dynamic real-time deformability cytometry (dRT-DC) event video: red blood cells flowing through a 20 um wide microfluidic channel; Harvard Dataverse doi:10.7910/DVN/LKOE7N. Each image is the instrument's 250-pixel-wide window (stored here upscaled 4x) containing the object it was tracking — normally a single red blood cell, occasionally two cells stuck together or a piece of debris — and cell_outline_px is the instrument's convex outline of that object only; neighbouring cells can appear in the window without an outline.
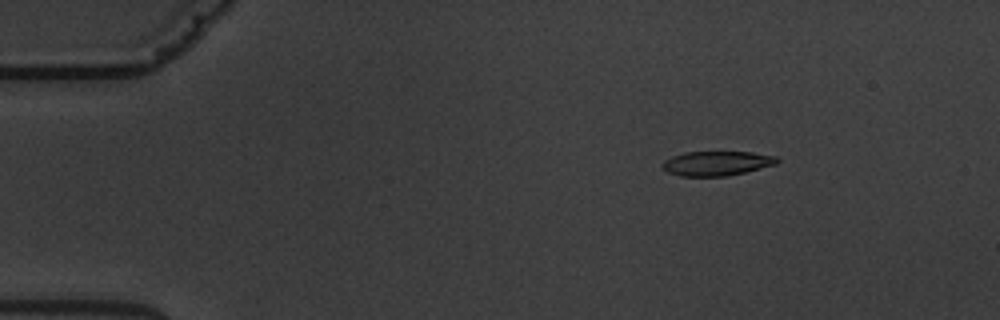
{"species": "common noctule bat (a hibernating species)", "species_latin": "Nyctalus noctula", "temperature_condition": "warm", "stored_images_in_passage": 6, "camera_frame_rate_fps": 3000, "um_per_image_px": 0.085, "animal": {"sex": "male", "body_mass_g": 19.5, "forearm_length_mm": 54.6}, "frame": {"image": 1, "passage_image": 3, "time_ms": 2.333, "image_size_px": [1000, 320], "cell_outline_px": [[780, 160], [776, 164], [728, 176], [680, 176], [668, 172], [660, 164], [664, 160], [672, 156], [684, 152], [752, 152], [776, 156]], "centroid_in_image_um": [60.91, 13.88], "position_along_channel_um": 24.1, "area_um2": 16.36}}